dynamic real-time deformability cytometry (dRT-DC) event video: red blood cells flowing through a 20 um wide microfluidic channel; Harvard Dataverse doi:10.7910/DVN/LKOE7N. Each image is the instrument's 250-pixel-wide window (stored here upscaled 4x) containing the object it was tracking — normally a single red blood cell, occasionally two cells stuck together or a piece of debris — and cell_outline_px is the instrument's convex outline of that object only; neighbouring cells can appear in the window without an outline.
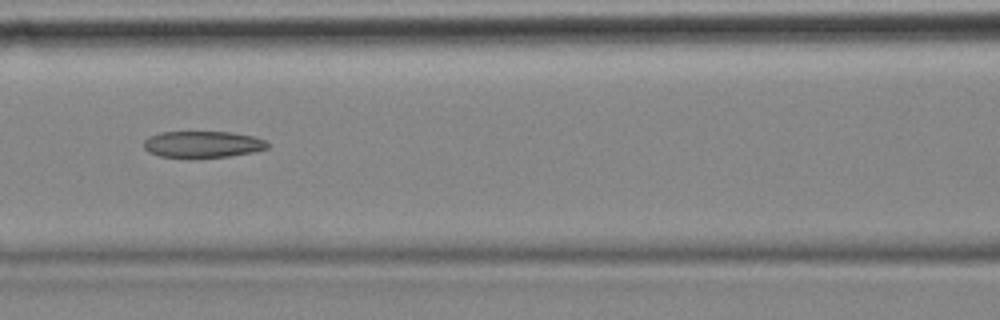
{"species": "common noctule bat (a hibernating species)", "species_latin": "Nyctalus noctula", "temperature_condition": "cold", "stored_images_in_passage": 13, "camera_frame_rate_fps": 3000, "um_per_image_px": 0.085, "animal": {"sex": "female", "body_mass_g": 18.4}, "frame": {"image": 1, "passage_image": 6, "time_ms": 1.667, "image_size_px": [1000, 320], "cell_outline_px": [[268, 148], [252, 152], [228, 156], [192, 160], [160, 156], [148, 152], [144, 148], [144, 140], [148, 136], [160, 132], [232, 132], [256, 136], [264, 140], [268, 144]], "centroid_in_image_um": [17.19, 12.29], "position_along_channel_um": 149.4, "area_um2": 19.77}}